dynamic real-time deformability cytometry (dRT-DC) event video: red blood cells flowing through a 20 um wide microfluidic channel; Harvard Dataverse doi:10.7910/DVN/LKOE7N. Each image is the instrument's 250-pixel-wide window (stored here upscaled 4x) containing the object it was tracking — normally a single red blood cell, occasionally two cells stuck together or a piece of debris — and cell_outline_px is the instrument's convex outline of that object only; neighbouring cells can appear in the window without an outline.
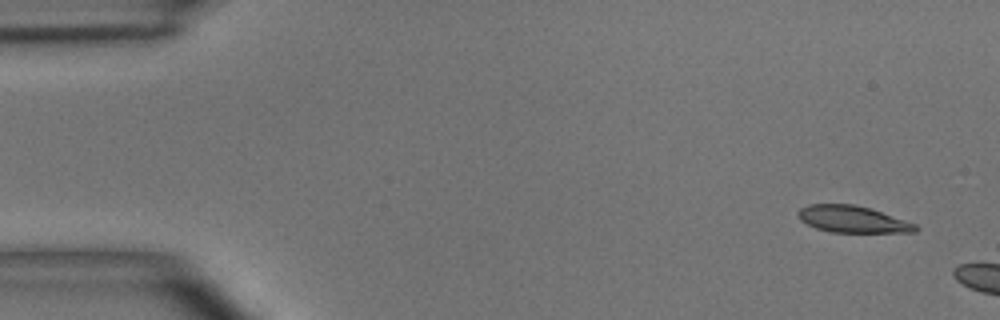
{"species": "common noctule bat (a hibernating species)", "species_latin": "Nyctalus noctula", "temperature_condition": "room temperature", "stored_images_in_passage": 4, "camera_frame_rate_fps": 3000, "um_per_image_px": 0.085, "animal": {"sex": "male", "body_mass_g": 15.6}, "frame": {"image": 1, "passage_image": 1, "time_ms": 0.0, "image_size_px": [1000, 320], "cell_outline_px": [[920, 228], [916, 232], [832, 232], [816, 228], [800, 220], [796, 212], [800, 208], [808, 204], [856, 204], [872, 208], [916, 224]], "centroid_in_image_um": [72.47, 18.62], "position_along_channel_um": 12.5, "area_um2": 18.44}}